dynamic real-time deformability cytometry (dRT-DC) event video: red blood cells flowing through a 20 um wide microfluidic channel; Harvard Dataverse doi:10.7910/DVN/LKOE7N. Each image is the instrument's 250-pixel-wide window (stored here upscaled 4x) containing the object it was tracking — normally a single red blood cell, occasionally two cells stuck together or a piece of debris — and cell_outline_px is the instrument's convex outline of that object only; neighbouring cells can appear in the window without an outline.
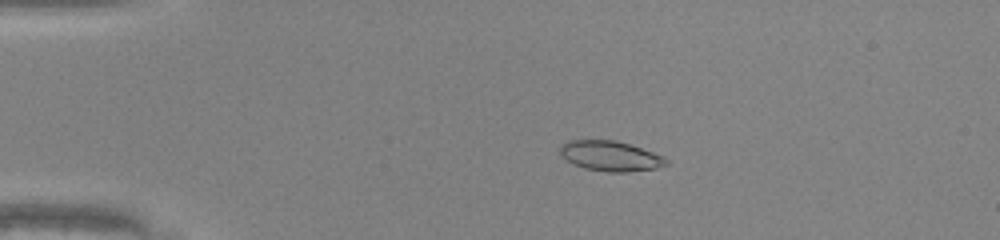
{"species": "common noctule bat (a hibernating species)", "species_latin": "Nyctalus noctula", "temperature_condition": "warm", "stored_images_in_passage": 50, "camera_frame_rate_fps": 3000, "um_per_image_px": 0.085, "animal": {"sex": "male", "body_mass_g": 20.0, "forearm_length_mm": 53.3}, "frame": {"image": 1, "passage_image": 11, "time_ms": 3.333, "image_size_px": [1000, 240], "cell_outline_px": [[668, 164], [656, 168], [628, 172], [608, 172], [584, 168], [572, 164], [560, 152], [560, 144], [568, 140], [616, 140], [664, 156], [668, 160]], "centroid_in_image_um": [51.88, 13.26], "position_along_channel_um": 33.1, "area_um2": 18.55}}
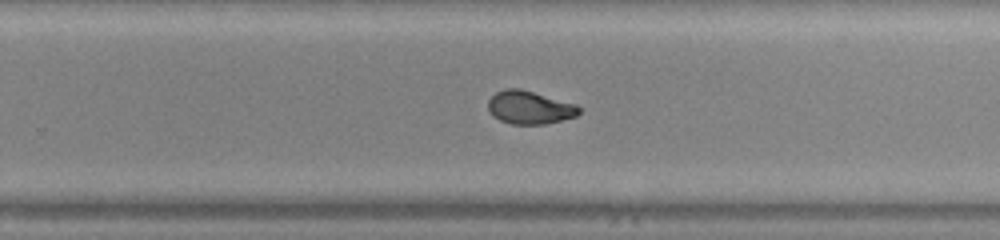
{"frame": {"image": 2, "passage_image": 33, "time_ms": 10.667, "image_size_px": [1000, 240], "cell_outline_px": [[580, 112], [576, 116], [544, 124], [512, 124], [500, 120], [492, 116], [488, 112], [488, 100], [496, 92], [504, 88], [520, 88], [576, 104], [580, 108]], "centroid_in_image_um": [44.98, 9.13], "position_along_channel_um": 284.8, "area_um2": 17.57}}
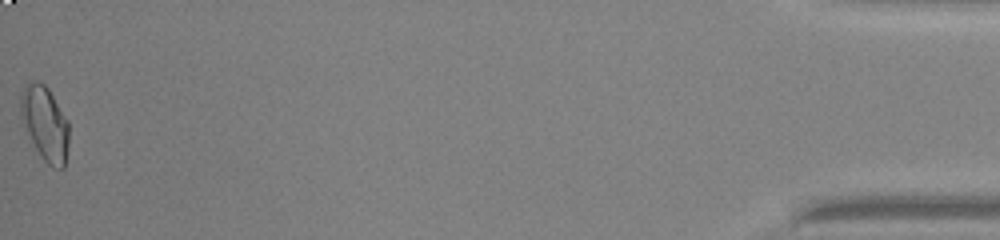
{"frame": {"image": 3, "passage_image": 50, "time_ms": 16.333, "image_size_px": [1000, 240], "cell_outline_px": [[68, 148], [64, 168], [52, 168], [40, 156], [20, 116], [20, 96], [24, 88], [32, 80], [36, 80], [44, 84], [48, 88], [68, 120]], "centroid_in_image_um": [3.84, 10.49], "position_along_channel_um": 431.4, "area_um2": 20.75}, "authors_computed_cell_mechanics": {"area_um2": 18.3515, "velocity_mm_per_s": 4.2272, "shape_relaxation_time_tau1_ms": null, "shape_relaxation_time_tau2_ms": 0.8415, "deformation_change_tau1": null, "deformation_change_tau2": 0.0537}}